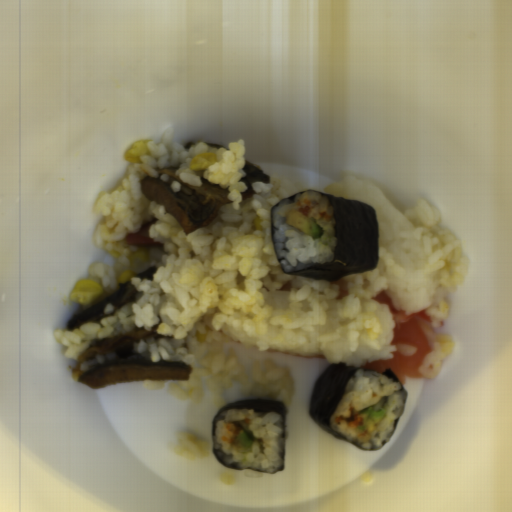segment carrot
Returning a JSON list of instances; mask_svg holds the SVG:
<instances>
[{"instance_id": "3", "label": "carrot", "mask_w": 512, "mask_h": 512, "mask_svg": "<svg viewBox=\"0 0 512 512\" xmlns=\"http://www.w3.org/2000/svg\"><path fill=\"white\" fill-rule=\"evenodd\" d=\"M297 204L299 206L297 212H300L307 218L313 210L311 202L307 200H298Z\"/></svg>"}, {"instance_id": "4", "label": "carrot", "mask_w": 512, "mask_h": 512, "mask_svg": "<svg viewBox=\"0 0 512 512\" xmlns=\"http://www.w3.org/2000/svg\"><path fill=\"white\" fill-rule=\"evenodd\" d=\"M320 218H322L325 222L331 221L332 217L327 213V211L319 213Z\"/></svg>"}, {"instance_id": "1", "label": "carrot", "mask_w": 512, "mask_h": 512, "mask_svg": "<svg viewBox=\"0 0 512 512\" xmlns=\"http://www.w3.org/2000/svg\"><path fill=\"white\" fill-rule=\"evenodd\" d=\"M250 418H245L239 421L229 422L227 424V432L230 434L229 443L230 444H236L237 437L240 433H242L245 430H249L250 426Z\"/></svg>"}, {"instance_id": "2", "label": "carrot", "mask_w": 512, "mask_h": 512, "mask_svg": "<svg viewBox=\"0 0 512 512\" xmlns=\"http://www.w3.org/2000/svg\"><path fill=\"white\" fill-rule=\"evenodd\" d=\"M351 415L344 417V416H335V423H341L342 421H345L347 426L350 428H356L358 426H362L364 417L360 416V413L362 411H358L355 408L351 407L349 409Z\"/></svg>"}]
</instances>
